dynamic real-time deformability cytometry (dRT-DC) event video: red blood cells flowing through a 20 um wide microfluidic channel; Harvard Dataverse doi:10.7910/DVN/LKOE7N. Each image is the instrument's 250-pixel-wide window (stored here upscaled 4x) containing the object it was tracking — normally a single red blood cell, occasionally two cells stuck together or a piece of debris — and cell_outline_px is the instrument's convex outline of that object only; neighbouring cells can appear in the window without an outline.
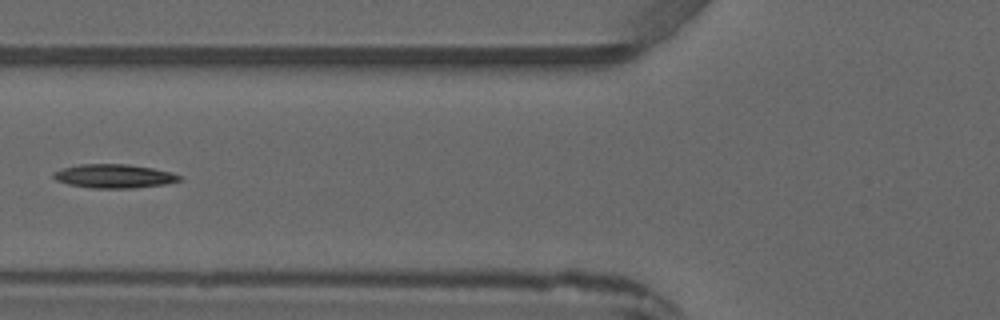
{"species": "common noctule bat (a hibernating species)", "species_latin": "Nyctalus noctula", "temperature_condition": "warm", "stored_images_in_passage": 6, "camera_frame_rate_fps": 3000, "um_per_image_px": 0.085, "animal": {"sex": "male", "forearm_length_mm": 52.5}, "frame": {"image": 1, "passage_image": 6, "time_ms": 5.667, "image_size_px": [1000, 320], "cell_outline_px": [[184, 176], [180, 180], [168, 184], [132, 188], [92, 188], [68, 184], [56, 180], [52, 176], [52, 172], [64, 168], [80, 164], [128, 164], [152, 168], [172, 172]], "centroid_in_image_um": [9.73, 14.97], "position_along_channel_um": 116.1, "area_um2": 17.57}}